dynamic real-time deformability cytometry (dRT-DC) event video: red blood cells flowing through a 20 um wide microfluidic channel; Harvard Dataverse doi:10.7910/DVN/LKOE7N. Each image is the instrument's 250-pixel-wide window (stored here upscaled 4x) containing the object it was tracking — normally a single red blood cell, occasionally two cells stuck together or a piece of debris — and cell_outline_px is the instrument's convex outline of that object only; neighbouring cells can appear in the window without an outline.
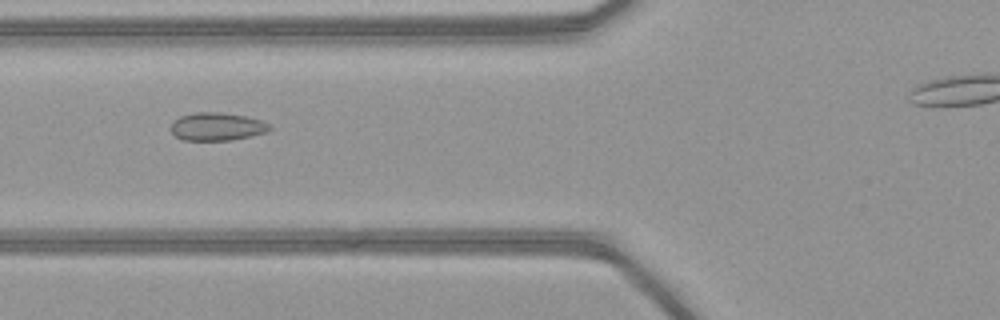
{"species": "common noctule bat (a hibernating species)", "species_latin": "Nyctalus noctula", "temperature_condition": "warm", "stored_images_in_passage": 46, "camera_frame_rate_fps": 3000, "um_per_image_px": 0.085, "animal": {"sex": "female", "body_mass_g": 21.9}, "frame": {"image": 1, "passage_image": 21, "time_ms": 6.667, "image_size_px": [1000, 320], "cell_outline_px": [[272, 128], [268, 132], [252, 136], [232, 140], [184, 140], [176, 136], [172, 132], [172, 124], [180, 116], [196, 112], [224, 112], [248, 116], [260, 120], [268, 124]], "centroid_in_image_um": [18.49, 10.75], "position_along_channel_um": 107.3, "area_um2": 16.13}}
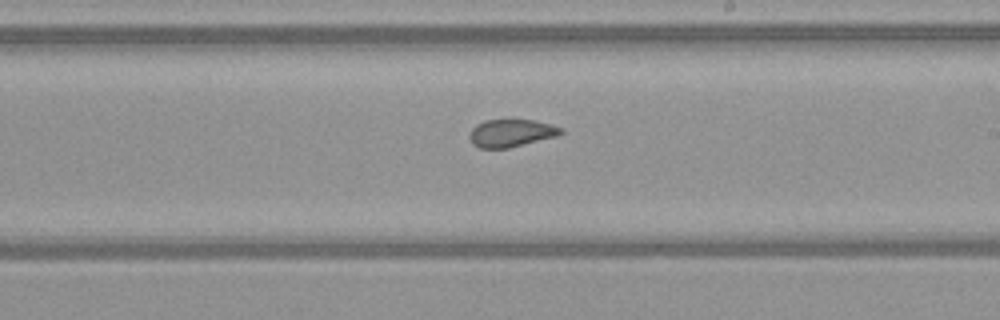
{"frame": {"image": 2, "passage_image": 31, "time_ms": 10.0, "image_size_px": [1000, 320], "cell_outline_px": [[564, 132], [556, 136], [508, 148], [480, 148], [472, 144], [468, 136], [472, 128], [476, 124], [484, 120], [532, 120], [552, 124], [564, 128]], "centroid_in_image_um": [43.44, 11.3], "position_along_channel_um": 245.6, "area_um2": 14.74}}
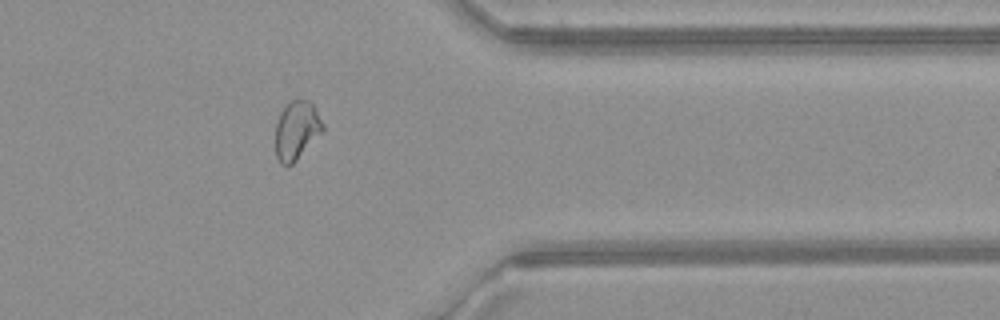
{"frame": {"image": 3, "passage_image": 42, "time_ms": 13.667, "image_size_px": [1000, 320], "cell_outline_px": [[324, 132], [292, 164], [280, 164], [276, 156], [276, 124], [280, 112], [292, 100], [308, 100], [316, 108], [324, 124]], "centroid_in_image_um": [25.24, 11.08], "position_along_channel_um": 386.2, "area_um2": 16.18}}